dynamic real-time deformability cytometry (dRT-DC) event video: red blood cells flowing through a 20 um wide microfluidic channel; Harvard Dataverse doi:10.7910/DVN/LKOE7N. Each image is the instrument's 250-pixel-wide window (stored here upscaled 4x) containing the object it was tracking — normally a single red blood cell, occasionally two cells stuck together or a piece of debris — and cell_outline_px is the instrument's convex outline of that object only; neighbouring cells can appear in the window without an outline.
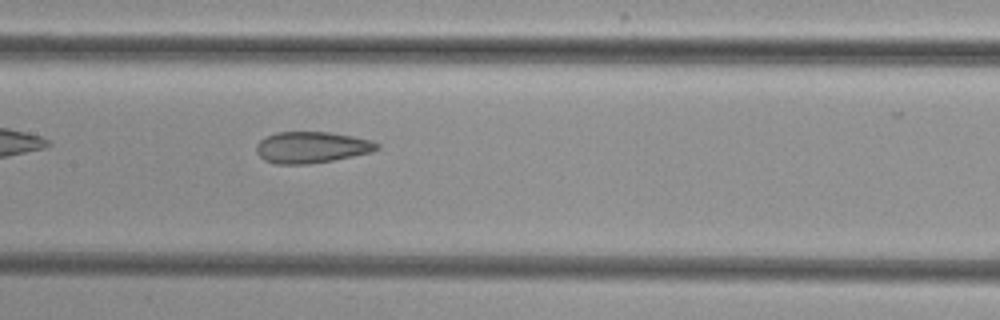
{"species": "common noctule bat (a hibernating species)", "species_latin": "Nyctalus noctula", "temperature_condition": "cold", "stored_images_in_passage": 7, "camera_frame_rate_fps": 3000, "um_per_image_px": 0.085, "animal": {"sex": "female", "body_mass_g": 29.2, "forearm_length_mm": 56.3}, "frame": {"image": 1, "passage_image": 7, "time_ms": 8.333, "image_size_px": [1000, 320], "cell_outline_px": [[380, 148], [372, 152], [332, 160], [308, 164], [276, 164], [264, 160], [256, 152], [256, 144], [260, 140], [276, 132], [332, 132], [372, 140], [380, 144]], "centroid_in_image_um": [26.5, 12.52], "position_along_channel_um": 180.9, "area_um2": 22.08}}